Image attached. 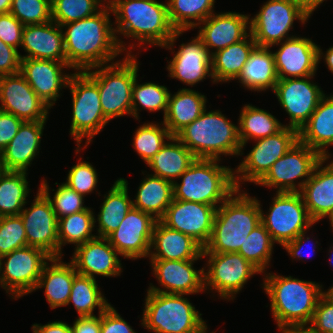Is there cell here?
<instances>
[{
  "mask_svg": "<svg viewBox=\"0 0 333 333\" xmlns=\"http://www.w3.org/2000/svg\"><path fill=\"white\" fill-rule=\"evenodd\" d=\"M33 333H72L70 324L65 321H49L47 324L34 323L32 326Z\"/></svg>",
  "mask_w": 333,
  "mask_h": 333,
  "instance_id": "obj_59",
  "label": "cell"
},
{
  "mask_svg": "<svg viewBox=\"0 0 333 333\" xmlns=\"http://www.w3.org/2000/svg\"><path fill=\"white\" fill-rule=\"evenodd\" d=\"M95 212L89 207L72 215L64 216L58 219V240H59V257H63V246L74 244L78 245L86 243L88 240L94 239L97 235L93 233L95 229L94 218Z\"/></svg>",
  "mask_w": 333,
  "mask_h": 333,
  "instance_id": "obj_43",
  "label": "cell"
},
{
  "mask_svg": "<svg viewBox=\"0 0 333 333\" xmlns=\"http://www.w3.org/2000/svg\"><path fill=\"white\" fill-rule=\"evenodd\" d=\"M259 205L261 223L274 242L282 247L316 224L311 219L299 192L274 193L267 212L263 211L260 200Z\"/></svg>",
  "mask_w": 333,
  "mask_h": 333,
  "instance_id": "obj_11",
  "label": "cell"
},
{
  "mask_svg": "<svg viewBox=\"0 0 333 333\" xmlns=\"http://www.w3.org/2000/svg\"><path fill=\"white\" fill-rule=\"evenodd\" d=\"M311 15L297 0H267L250 15V34L257 46L271 47L297 35H289L294 21L306 25Z\"/></svg>",
  "mask_w": 333,
  "mask_h": 333,
  "instance_id": "obj_10",
  "label": "cell"
},
{
  "mask_svg": "<svg viewBox=\"0 0 333 333\" xmlns=\"http://www.w3.org/2000/svg\"><path fill=\"white\" fill-rule=\"evenodd\" d=\"M119 253L107 238L95 237L74 248L71 262L78 274L95 278L96 276L117 277L123 272Z\"/></svg>",
  "mask_w": 333,
  "mask_h": 333,
  "instance_id": "obj_26",
  "label": "cell"
},
{
  "mask_svg": "<svg viewBox=\"0 0 333 333\" xmlns=\"http://www.w3.org/2000/svg\"><path fill=\"white\" fill-rule=\"evenodd\" d=\"M203 247L190 236L157 220L152 234L149 259L201 260Z\"/></svg>",
  "mask_w": 333,
  "mask_h": 333,
  "instance_id": "obj_30",
  "label": "cell"
},
{
  "mask_svg": "<svg viewBox=\"0 0 333 333\" xmlns=\"http://www.w3.org/2000/svg\"><path fill=\"white\" fill-rule=\"evenodd\" d=\"M222 160L196 158L173 182V199L208 204L218 208L237 187L234 168L220 165Z\"/></svg>",
  "mask_w": 333,
  "mask_h": 333,
  "instance_id": "obj_6",
  "label": "cell"
},
{
  "mask_svg": "<svg viewBox=\"0 0 333 333\" xmlns=\"http://www.w3.org/2000/svg\"><path fill=\"white\" fill-rule=\"evenodd\" d=\"M195 159V155L182 142L171 136L146 165L154 172L152 175L174 182Z\"/></svg>",
  "mask_w": 333,
  "mask_h": 333,
  "instance_id": "obj_36",
  "label": "cell"
},
{
  "mask_svg": "<svg viewBox=\"0 0 333 333\" xmlns=\"http://www.w3.org/2000/svg\"><path fill=\"white\" fill-rule=\"evenodd\" d=\"M310 325L320 333L333 331V295L328 290L319 298Z\"/></svg>",
  "mask_w": 333,
  "mask_h": 333,
  "instance_id": "obj_52",
  "label": "cell"
},
{
  "mask_svg": "<svg viewBox=\"0 0 333 333\" xmlns=\"http://www.w3.org/2000/svg\"><path fill=\"white\" fill-rule=\"evenodd\" d=\"M256 46L253 36L249 34L245 39L214 53L211 56L214 83L236 80Z\"/></svg>",
  "mask_w": 333,
  "mask_h": 333,
  "instance_id": "obj_38",
  "label": "cell"
},
{
  "mask_svg": "<svg viewBox=\"0 0 333 333\" xmlns=\"http://www.w3.org/2000/svg\"><path fill=\"white\" fill-rule=\"evenodd\" d=\"M138 76L132 87V116L139 120L141 110L148 112H163V118L168 108L170 90L165 85L155 82L139 83Z\"/></svg>",
  "mask_w": 333,
  "mask_h": 333,
  "instance_id": "obj_44",
  "label": "cell"
},
{
  "mask_svg": "<svg viewBox=\"0 0 333 333\" xmlns=\"http://www.w3.org/2000/svg\"><path fill=\"white\" fill-rule=\"evenodd\" d=\"M139 65L137 54H124L113 63L84 71L98 85L103 114L109 121L132 116V87Z\"/></svg>",
  "mask_w": 333,
  "mask_h": 333,
  "instance_id": "obj_8",
  "label": "cell"
},
{
  "mask_svg": "<svg viewBox=\"0 0 333 333\" xmlns=\"http://www.w3.org/2000/svg\"><path fill=\"white\" fill-rule=\"evenodd\" d=\"M133 136L134 151L147 164L172 135L162 121H147L138 126Z\"/></svg>",
  "mask_w": 333,
  "mask_h": 333,
  "instance_id": "obj_46",
  "label": "cell"
},
{
  "mask_svg": "<svg viewBox=\"0 0 333 333\" xmlns=\"http://www.w3.org/2000/svg\"><path fill=\"white\" fill-rule=\"evenodd\" d=\"M262 276L261 288L271 301L270 309L278 329L294 324H310L318 300L326 291L324 286L274 272H266Z\"/></svg>",
  "mask_w": 333,
  "mask_h": 333,
  "instance_id": "obj_3",
  "label": "cell"
},
{
  "mask_svg": "<svg viewBox=\"0 0 333 333\" xmlns=\"http://www.w3.org/2000/svg\"><path fill=\"white\" fill-rule=\"evenodd\" d=\"M100 333H136L132 326L123 319L117 310L110 304L101 313Z\"/></svg>",
  "mask_w": 333,
  "mask_h": 333,
  "instance_id": "obj_54",
  "label": "cell"
},
{
  "mask_svg": "<svg viewBox=\"0 0 333 333\" xmlns=\"http://www.w3.org/2000/svg\"><path fill=\"white\" fill-rule=\"evenodd\" d=\"M261 223L259 200L235 190L216 210L212 235L203 253L238 252L249 234Z\"/></svg>",
  "mask_w": 333,
  "mask_h": 333,
  "instance_id": "obj_4",
  "label": "cell"
},
{
  "mask_svg": "<svg viewBox=\"0 0 333 333\" xmlns=\"http://www.w3.org/2000/svg\"><path fill=\"white\" fill-rule=\"evenodd\" d=\"M244 89L258 92L275 89L278 76L270 47L256 46L236 79Z\"/></svg>",
  "mask_w": 333,
  "mask_h": 333,
  "instance_id": "obj_35",
  "label": "cell"
},
{
  "mask_svg": "<svg viewBox=\"0 0 333 333\" xmlns=\"http://www.w3.org/2000/svg\"><path fill=\"white\" fill-rule=\"evenodd\" d=\"M329 159L322 158L299 192L315 223L333 215V160Z\"/></svg>",
  "mask_w": 333,
  "mask_h": 333,
  "instance_id": "obj_28",
  "label": "cell"
},
{
  "mask_svg": "<svg viewBox=\"0 0 333 333\" xmlns=\"http://www.w3.org/2000/svg\"><path fill=\"white\" fill-rule=\"evenodd\" d=\"M149 260L152 275L163 289L150 283L146 291L186 296L205 293L203 268L197 270L193 266L197 260Z\"/></svg>",
  "mask_w": 333,
  "mask_h": 333,
  "instance_id": "obj_21",
  "label": "cell"
},
{
  "mask_svg": "<svg viewBox=\"0 0 333 333\" xmlns=\"http://www.w3.org/2000/svg\"><path fill=\"white\" fill-rule=\"evenodd\" d=\"M328 253H331V255H332V256H330V254H328L329 255V259L331 260V261L329 260V262L332 264L333 263V245H332V247L329 248V252Z\"/></svg>",
  "mask_w": 333,
  "mask_h": 333,
  "instance_id": "obj_64",
  "label": "cell"
},
{
  "mask_svg": "<svg viewBox=\"0 0 333 333\" xmlns=\"http://www.w3.org/2000/svg\"><path fill=\"white\" fill-rule=\"evenodd\" d=\"M142 171L143 180L137 189L133 207L160 220L173 200V182ZM144 175H146L144 177Z\"/></svg>",
  "mask_w": 333,
  "mask_h": 333,
  "instance_id": "obj_37",
  "label": "cell"
},
{
  "mask_svg": "<svg viewBox=\"0 0 333 333\" xmlns=\"http://www.w3.org/2000/svg\"><path fill=\"white\" fill-rule=\"evenodd\" d=\"M276 243L265 226L260 223L242 243L237 253L254 265L262 274L266 273L270 265L273 246Z\"/></svg>",
  "mask_w": 333,
  "mask_h": 333,
  "instance_id": "obj_45",
  "label": "cell"
},
{
  "mask_svg": "<svg viewBox=\"0 0 333 333\" xmlns=\"http://www.w3.org/2000/svg\"><path fill=\"white\" fill-rule=\"evenodd\" d=\"M115 17L114 30L121 50L133 54L135 47L165 46L176 31L168 17L167 2L157 0H113L110 4ZM120 35V36H118ZM133 39L127 44L120 38ZM138 43V44H136ZM137 46H136V45ZM145 44V46H144Z\"/></svg>",
  "mask_w": 333,
  "mask_h": 333,
  "instance_id": "obj_2",
  "label": "cell"
},
{
  "mask_svg": "<svg viewBox=\"0 0 333 333\" xmlns=\"http://www.w3.org/2000/svg\"><path fill=\"white\" fill-rule=\"evenodd\" d=\"M74 305L78 317L100 315L111 303L104 296L95 278L77 274L74 277L67 305Z\"/></svg>",
  "mask_w": 333,
  "mask_h": 333,
  "instance_id": "obj_41",
  "label": "cell"
},
{
  "mask_svg": "<svg viewBox=\"0 0 333 333\" xmlns=\"http://www.w3.org/2000/svg\"><path fill=\"white\" fill-rule=\"evenodd\" d=\"M68 68L71 69L67 62L22 58L20 73L36 94L53 108L72 75L71 72L65 73L64 69Z\"/></svg>",
  "mask_w": 333,
  "mask_h": 333,
  "instance_id": "obj_24",
  "label": "cell"
},
{
  "mask_svg": "<svg viewBox=\"0 0 333 333\" xmlns=\"http://www.w3.org/2000/svg\"><path fill=\"white\" fill-rule=\"evenodd\" d=\"M315 76L277 81L273 93L289 116V124L287 123L286 127L294 128L299 132L326 95L322 88L311 80Z\"/></svg>",
  "mask_w": 333,
  "mask_h": 333,
  "instance_id": "obj_17",
  "label": "cell"
},
{
  "mask_svg": "<svg viewBox=\"0 0 333 333\" xmlns=\"http://www.w3.org/2000/svg\"><path fill=\"white\" fill-rule=\"evenodd\" d=\"M299 140L316 150L323 158L333 156L329 146H333V94L325 95L310 116L309 121L298 132Z\"/></svg>",
  "mask_w": 333,
  "mask_h": 333,
  "instance_id": "obj_32",
  "label": "cell"
},
{
  "mask_svg": "<svg viewBox=\"0 0 333 333\" xmlns=\"http://www.w3.org/2000/svg\"><path fill=\"white\" fill-rule=\"evenodd\" d=\"M299 4L312 16L313 12L327 0H297Z\"/></svg>",
  "mask_w": 333,
  "mask_h": 333,
  "instance_id": "obj_62",
  "label": "cell"
},
{
  "mask_svg": "<svg viewBox=\"0 0 333 333\" xmlns=\"http://www.w3.org/2000/svg\"><path fill=\"white\" fill-rule=\"evenodd\" d=\"M216 210L208 204L173 199L160 221L190 236L204 248L212 235Z\"/></svg>",
  "mask_w": 333,
  "mask_h": 333,
  "instance_id": "obj_22",
  "label": "cell"
},
{
  "mask_svg": "<svg viewBox=\"0 0 333 333\" xmlns=\"http://www.w3.org/2000/svg\"><path fill=\"white\" fill-rule=\"evenodd\" d=\"M128 181L124 178L115 180L108 193L103 197V203L100 206L97 218L94 222L97 237L107 238L113 233L124 220L128 211L133 207V202L128 189ZM98 227V228H97Z\"/></svg>",
  "mask_w": 333,
  "mask_h": 333,
  "instance_id": "obj_34",
  "label": "cell"
},
{
  "mask_svg": "<svg viewBox=\"0 0 333 333\" xmlns=\"http://www.w3.org/2000/svg\"><path fill=\"white\" fill-rule=\"evenodd\" d=\"M196 28L197 36L212 56L250 34V15L233 11L213 13Z\"/></svg>",
  "mask_w": 333,
  "mask_h": 333,
  "instance_id": "obj_25",
  "label": "cell"
},
{
  "mask_svg": "<svg viewBox=\"0 0 333 333\" xmlns=\"http://www.w3.org/2000/svg\"><path fill=\"white\" fill-rule=\"evenodd\" d=\"M47 121H25L9 144L0 152V167L5 171H28L41 150Z\"/></svg>",
  "mask_w": 333,
  "mask_h": 333,
  "instance_id": "obj_27",
  "label": "cell"
},
{
  "mask_svg": "<svg viewBox=\"0 0 333 333\" xmlns=\"http://www.w3.org/2000/svg\"><path fill=\"white\" fill-rule=\"evenodd\" d=\"M307 230L303 231L300 235H298L295 239H293L292 241L286 243L283 248L286 250V252L288 253V255L290 256V258H292V260H296V261H303V259L306 257H304V245L309 244L311 242L310 238L311 236H309ZM307 235V236H306ZM308 242V243H307ZM312 242V248L311 252H313L315 254L314 251L317 250L319 251V247L316 246V244ZM311 245V244H310ZM314 245V246H313ZM310 254V252H309ZM308 254V256H309Z\"/></svg>",
  "mask_w": 333,
  "mask_h": 333,
  "instance_id": "obj_57",
  "label": "cell"
},
{
  "mask_svg": "<svg viewBox=\"0 0 333 333\" xmlns=\"http://www.w3.org/2000/svg\"><path fill=\"white\" fill-rule=\"evenodd\" d=\"M324 52L322 51L320 45H318V63H320V61L323 59L328 71L333 73V46L329 47Z\"/></svg>",
  "mask_w": 333,
  "mask_h": 333,
  "instance_id": "obj_61",
  "label": "cell"
},
{
  "mask_svg": "<svg viewBox=\"0 0 333 333\" xmlns=\"http://www.w3.org/2000/svg\"><path fill=\"white\" fill-rule=\"evenodd\" d=\"M70 326L72 333H100L101 314L98 316L77 317Z\"/></svg>",
  "mask_w": 333,
  "mask_h": 333,
  "instance_id": "obj_58",
  "label": "cell"
},
{
  "mask_svg": "<svg viewBox=\"0 0 333 333\" xmlns=\"http://www.w3.org/2000/svg\"><path fill=\"white\" fill-rule=\"evenodd\" d=\"M113 0H105L106 4H110Z\"/></svg>",
  "mask_w": 333,
  "mask_h": 333,
  "instance_id": "obj_67",
  "label": "cell"
},
{
  "mask_svg": "<svg viewBox=\"0 0 333 333\" xmlns=\"http://www.w3.org/2000/svg\"><path fill=\"white\" fill-rule=\"evenodd\" d=\"M12 0H0V14L10 13Z\"/></svg>",
  "mask_w": 333,
  "mask_h": 333,
  "instance_id": "obj_63",
  "label": "cell"
},
{
  "mask_svg": "<svg viewBox=\"0 0 333 333\" xmlns=\"http://www.w3.org/2000/svg\"><path fill=\"white\" fill-rule=\"evenodd\" d=\"M24 246L27 237L21 216L0 217V257Z\"/></svg>",
  "mask_w": 333,
  "mask_h": 333,
  "instance_id": "obj_50",
  "label": "cell"
},
{
  "mask_svg": "<svg viewBox=\"0 0 333 333\" xmlns=\"http://www.w3.org/2000/svg\"><path fill=\"white\" fill-rule=\"evenodd\" d=\"M281 333H320L315 330L310 324H294L284 327L280 330Z\"/></svg>",
  "mask_w": 333,
  "mask_h": 333,
  "instance_id": "obj_60",
  "label": "cell"
},
{
  "mask_svg": "<svg viewBox=\"0 0 333 333\" xmlns=\"http://www.w3.org/2000/svg\"><path fill=\"white\" fill-rule=\"evenodd\" d=\"M50 258L43 250L28 245L1 256L0 287L14 300L31 294Z\"/></svg>",
  "mask_w": 333,
  "mask_h": 333,
  "instance_id": "obj_14",
  "label": "cell"
},
{
  "mask_svg": "<svg viewBox=\"0 0 333 333\" xmlns=\"http://www.w3.org/2000/svg\"><path fill=\"white\" fill-rule=\"evenodd\" d=\"M62 257H51L43 266L34 291L44 288L46 301L51 309L66 306L74 277L78 274L71 261ZM51 263V264H50Z\"/></svg>",
  "mask_w": 333,
  "mask_h": 333,
  "instance_id": "obj_31",
  "label": "cell"
},
{
  "mask_svg": "<svg viewBox=\"0 0 333 333\" xmlns=\"http://www.w3.org/2000/svg\"><path fill=\"white\" fill-rule=\"evenodd\" d=\"M82 159H78V163L68 170L66 181L63 183L85 197L98 189L99 178L95 167Z\"/></svg>",
  "mask_w": 333,
  "mask_h": 333,
  "instance_id": "obj_51",
  "label": "cell"
},
{
  "mask_svg": "<svg viewBox=\"0 0 333 333\" xmlns=\"http://www.w3.org/2000/svg\"><path fill=\"white\" fill-rule=\"evenodd\" d=\"M185 32L187 31H175L169 42L162 47L172 51V54L175 53L170 61L167 60L168 77L177 79L190 87L207 78H211L212 83L215 84L212 75L211 55L197 35L189 42L180 44L178 51L175 52L174 44Z\"/></svg>",
  "mask_w": 333,
  "mask_h": 333,
  "instance_id": "obj_16",
  "label": "cell"
},
{
  "mask_svg": "<svg viewBox=\"0 0 333 333\" xmlns=\"http://www.w3.org/2000/svg\"><path fill=\"white\" fill-rule=\"evenodd\" d=\"M22 122L15 115L0 110V152L16 135Z\"/></svg>",
  "mask_w": 333,
  "mask_h": 333,
  "instance_id": "obj_56",
  "label": "cell"
},
{
  "mask_svg": "<svg viewBox=\"0 0 333 333\" xmlns=\"http://www.w3.org/2000/svg\"><path fill=\"white\" fill-rule=\"evenodd\" d=\"M322 158L316 150L298 140L255 185L273 188L276 192H300Z\"/></svg>",
  "mask_w": 333,
  "mask_h": 333,
  "instance_id": "obj_13",
  "label": "cell"
},
{
  "mask_svg": "<svg viewBox=\"0 0 333 333\" xmlns=\"http://www.w3.org/2000/svg\"><path fill=\"white\" fill-rule=\"evenodd\" d=\"M68 88L72 95L69 135L76 141L77 155L80 150L84 151L93 142V138L110 121L103 114L98 85L85 72L72 73L68 81ZM85 138L86 140H83ZM83 141L85 144L82 143Z\"/></svg>",
  "mask_w": 333,
  "mask_h": 333,
  "instance_id": "obj_9",
  "label": "cell"
},
{
  "mask_svg": "<svg viewBox=\"0 0 333 333\" xmlns=\"http://www.w3.org/2000/svg\"><path fill=\"white\" fill-rule=\"evenodd\" d=\"M24 25L11 13L0 14V39L18 50L22 43Z\"/></svg>",
  "mask_w": 333,
  "mask_h": 333,
  "instance_id": "obj_53",
  "label": "cell"
},
{
  "mask_svg": "<svg viewBox=\"0 0 333 333\" xmlns=\"http://www.w3.org/2000/svg\"><path fill=\"white\" fill-rule=\"evenodd\" d=\"M141 326L154 333H201L208 329L200 311L184 294L147 291Z\"/></svg>",
  "mask_w": 333,
  "mask_h": 333,
  "instance_id": "obj_7",
  "label": "cell"
},
{
  "mask_svg": "<svg viewBox=\"0 0 333 333\" xmlns=\"http://www.w3.org/2000/svg\"><path fill=\"white\" fill-rule=\"evenodd\" d=\"M298 140V131L286 126L276 134L254 140L253 148L234 168L237 189L245 182L256 184Z\"/></svg>",
  "mask_w": 333,
  "mask_h": 333,
  "instance_id": "obj_15",
  "label": "cell"
},
{
  "mask_svg": "<svg viewBox=\"0 0 333 333\" xmlns=\"http://www.w3.org/2000/svg\"><path fill=\"white\" fill-rule=\"evenodd\" d=\"M111 14L110 5L106 4L93 16L60 26L66 62L74 72L113 63L124 54L117 43Z\"/></svg>",
  "mask_w": 333,
  "mask_h": 333,
  "instance_id": "obj_1",
  "label": "cell"
},
{
  "mask_svg": "<svg viewBox=\"0 0 333 333\" xmlns=\"http://www.w3.org/2000/svg\"><path fill=\"white\" fill-rule=\"evenodd\" d=\"M202 257L207 258L203 267L204 291L218 293L222 300L233 301L253 275L262 274L237 252L203 253Z\"/></svg>",
  "mask_w": 333,
  "mask_h": 333,
  "instance_id": "obj_12",
  "label": "cell"
},
{
  "mask_svg": "<svg viewBox=\"0 0 333 333\" xmlns=\"http://www.w3.org/2000/svg\"><path fill=\"white\" fill-rule=\"evenodd\" d=\"M27 54L22 58L66 62L63 32L59 24L49 21L44 24L25 25L20 46Z\"/></svg>",
  "mask_w": 333,
  "mask_h": 333,
  "instance_id": "obj_29",
  "label": "cell"
},
{
  "mask_svg": "<svg viewBox=\"0 0 333 333\" xmlns=\"http://www.w3.org/2000/svg\"><path fill=\"white\" fill-rule=\"evenodd\" d=\"M328 220L330 222V227L333 229V215Z\"/></svg>",
  "mask_w": 333,
  "mask_h": 333,
  "instance_id": "obj_65",
  "label": "cell"
},
{
  "mask_svg": "<svg viewBox=\"0 0 333 333\" xmlns=\"http://www.w3.org/2000/svg\"><path fill=\"white\" fill-rule=\"evenodd\" d=\"M327 290L333 295V285Z\"/></svg>",
  "mask_w": 333,
  "mask_h": 333,
  "instance_id": "obj_66",
  "label": "cell"
},
{
  "mask_svg": "<svg viewBox=\"0 0 333 333\" xmlns=\"http://www.w3.org/2000/svg\"><path fill=\"white\" fill-rule=\"evenodd\" d=\"M215 0H167L168 17L176 31H189L215 13Z\"/></svg>",
  "mask_w": 333,
  "mask_h": 333,
  "instance_id": "obj_42",
  "label": "cell"
},
{
  "mask_svg": "<svg viewBox=\"0 0 333 333\" xmlns=\"http://www.w3.org/2000/svg\"><path fill=\"white\" fill-rule=\"evenodd\" d=\"M285 124L281 123L272 113L256 107L252 104H245L240 111L238 118L239 138L242 144L240 156L244 147L251 140L266 138L279 132Z\"/></svg>",
  "mask_w": 333,
  "mask_h": 333,
  "instance_id": "obj_39",
  "label": "cell"
},
{
  "mask_svg": "<svg viewBox=\"0 0 333 333\" xmlns=\"http://www.w3.org/2000/svg\"><path fill=\"white\" fill-rule=\"evenodd\" d=\"M10 13L24 26L52 20L51 0H12Z\"/></svg>",
  "mask_w": 333,
  "mask_h": 333,
  "instance_id": "obj_49",
  "label": "cell"
},
{
  "mask_svg": "<svg viewBox=\"0 0 333 333\" xmlns=\"http://www.w3.org/2000/svg\"><path fill=\"white\" fill-rule=\"evenodd\" d=\"M57 189L54 195L51 194V187L45 178L40 181L39 189L47 196L50 200L53 211L56 214L57 219H60L67 215L81 212L88 209L89 207L84 205L85 197L71 189L64 183L55 182ZM53 196V197H51Z\"/></svg>",
  "mask_w": 333,
  "mask_h": 333,
  "instance_id": "obj_48",
  "label": "cell"
},
{
  "mask_svg": "<svg viewBox=\"0 0 333 333\" xmlns=\"http://www.w3.org/2000/svg\"><path fill=\"white\" fill-rule=\"evenodd\" d=\"M19 50L5 44L0 39V76L13 75L20 72L21 56Z\"/></svg>",
  "mask_w": 333,
  "mask_h": 333,
  "instance_id": "obj_55",
  "label": "cell"
},
{
  "mask_svg": "<svg viewBox=\"0 0 333 333\" xmlns=\"http://www.w3.org/2000/svg\"><path fill=\"white\" fill-rule=\"evenodd\" d=\"M105 0H51L52 21L60 26L95 15Z\"/></svg>",
  "mask_w": 333,
  "mask_h": 333,
  "instance_id": "obj_47",
  "label": "cell"
},
{
  "mask_svg": "<svg viewBox=\"0 0 333 333\" xmlns=\"http://www.w3.org/2000/svg\"><path fill=\"white\" fill-rule=\"evenodd\" d=\"M207 110L175 137L196 158L223 160L222 156H240L242 144L238 123L234 124L220 110Z\"/></svg>",
  "mask_w": 333,
  "mask_h": 333,
  "instance_id": "obj_5",
  "label": "cell"
},
{
  "mask_svg": "<svg viewBox=\"0 0 333 333\" xmlns=\"http://www.w3.org/2000/svg\"><path fill=\"white\" fill-rule=\"evenodd\" d=\"M157 220L149 213L132 207L119 227L107 239L125 259L148 258L153 229Z\"/></svg>",
  "mask_w": 333,
  "mask_h": 333,
  "instance_id": "obj_19",
  "label": "cell"
},
{
  "mask_svg": "<svg viewBox=\"0 0 333 333\" xmlns=\"http://www.w3.org/2000/svg\"><path fill=\"white\" fill-rule=\"evenodd\" d=\"M208 332V330L206 329L205 331H203V332H201V333H207ZM210 333H216V332H210Z\"/></svg>",
  "mask_w": 333,
  "mask_h": 333,
  "instance_id": "obj_68",
  "label": "cell"
},
{
  "mask_svg": "<svg viewBox=\"0 0 333 333\" xmlns=\"http://www.w3.org/2000/svg\"><path fill=\"white\" fill-rule=\"evenodd\" d=\"M273 52L278 79L304 78L318 70V45L306 37L294 36L277 43Z\"/></svg>",
  "mask_w": 333,
  "mask_h": 333,
  "instance_id": "obj_23",
  "label": "cell"
},
{
  "mask_svg": "<svg viewBox=\"0 0 333 333\" xmlns=\"http://www.w3.org/2000/svg\"><path fill=\"white\" fill-rule=\"evenodd\" d=\"M0 110L23 122L47 121L51 109L31 88L19 72L0 76Z\"/></svg>",
  "mask_w": 333,
  "mask_h": 333,
  "instance_id": "obj_20",
  "label": "cell"
},
{
  "mask_svg": "<svg viewBox=\"0 0 333 333\" xmlns=\"http://www.w3.org/2000/svg\"><path fill=\"white\" fill-rule=\"evenodd\" d=\"M207 97L190 88H180L168 98V108L163 123L172 136L191 124L207 109Z\"/></svg>",
  "mask_w": 333,
  "mask_h": 333,
  "instance_id": "obj_33",
  "label": "cell"
},
{
  "mask_svg": "<svg viewBox=\"0 0 333 333\" xmlns=\"http://www.w3.org/2000/svg\"><path fill=\"white\" fill-rule=\"evenodd\" d=\"M28 172L0 171V217L17 216L30 196Z\"/></svg>",
  "mask_w": 333,
  "mask_h": 333,
  "instance_id": "obj_40",
  "label": "cell"
},
{
  "mask_svg": "<svg viewBox=\"0 0 333 333\" xmlns=\"http://www.w3.org/2000/svg\"><path fill=\"white\" fill-rule=\"evenodd\" d=\"M30 207L19 214L26 230L27 245L59 257L58 219L47 196L38 188Z\"/></svg>",
  "mask_w": 333,
  "mask_h": 333,
  "instance_id": "obj_18",
  "label": "cell"
}]
</instances>
